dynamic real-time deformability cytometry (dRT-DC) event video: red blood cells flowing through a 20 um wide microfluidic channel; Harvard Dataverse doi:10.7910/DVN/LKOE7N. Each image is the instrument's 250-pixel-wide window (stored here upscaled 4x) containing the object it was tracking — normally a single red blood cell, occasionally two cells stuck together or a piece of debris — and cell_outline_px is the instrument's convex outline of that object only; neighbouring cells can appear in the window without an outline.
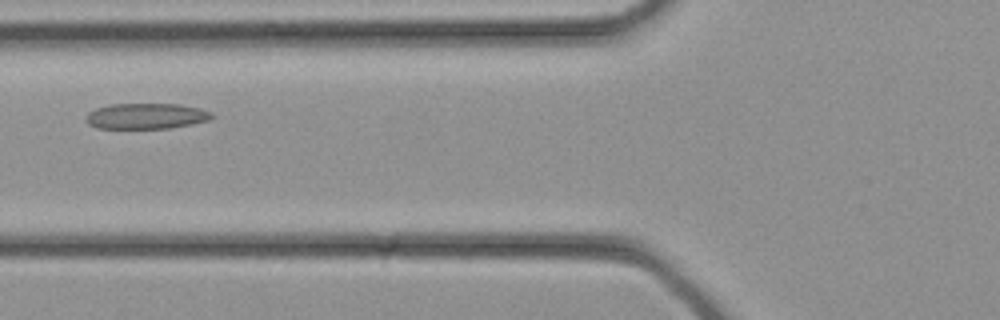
{"species": "common noctule bat (a hibernating species)", "species_latin": "Nyctalus noctula", "temperature_condition": "cold", "stored_images_in_passage": 29, "camera_frame_rate_fps": 3000, "um_per_image_px": 0.085, "animal": {"sex": "female", "body_mass_g": 21.9}, "frame": {"image": 1, "passage_image": 8, "time_ms": 2.333, "image_size_px": [1000, 320], "cell_outline_px": [[216, 116], [208, 120], [192, 124], [168, 128], [96, 128], [88, 124], [84, 120], [84, 116], [88, 112], [96, 108], [112, 104], [180, 104], [200, 108], [212, 112]], "centroid_in_image_um": [12.41, 9.86], "position_along_channel_um": 113.4, "area_um2": 19.02}}
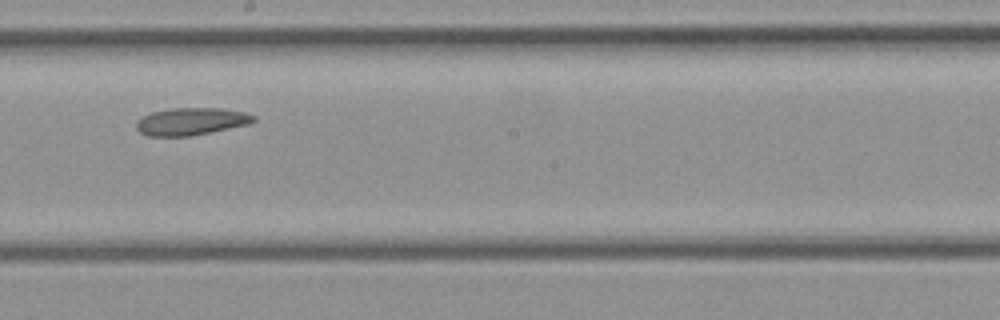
{"frame": {"image": 2, "passage_image": 14, "time_ms": 4.333, "image_size_px": [1000, 320], "cell_outline_px": [[256, 120], [248, 124], [188, 136], [148, 136], [140, 132], [136, 128], [136, 120], [152, 112], [172, 108], [220, 108], [244, 112], [256, 116]], "centroid_in_image_um": [16.23, 10.31], "position_along_channel_um": 232.0, "area_um2": 18.5}}
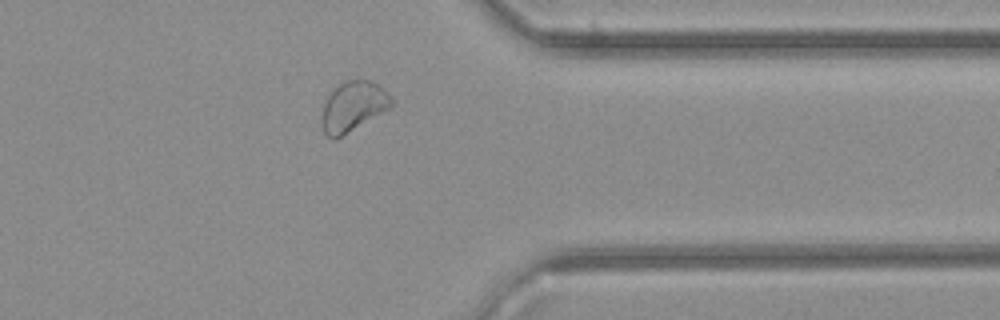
{"frame": {"image": 3, "passage_image": 22, "time_ms": 7.0, "image_size_px": [1000, 320], "cell_outline_px": [[392, 104], [388, 108], [336, 140], [332, 140], [324, 132], [320, 124], [320, 116], [324, 104], [328, 96], [344, 80], [368, 80], [376, 84], [392, 100]], "centroid_in_image_um": [29.92, 9.09], "position_along_channel_um": 381.5, "area_um2": 19.77}}